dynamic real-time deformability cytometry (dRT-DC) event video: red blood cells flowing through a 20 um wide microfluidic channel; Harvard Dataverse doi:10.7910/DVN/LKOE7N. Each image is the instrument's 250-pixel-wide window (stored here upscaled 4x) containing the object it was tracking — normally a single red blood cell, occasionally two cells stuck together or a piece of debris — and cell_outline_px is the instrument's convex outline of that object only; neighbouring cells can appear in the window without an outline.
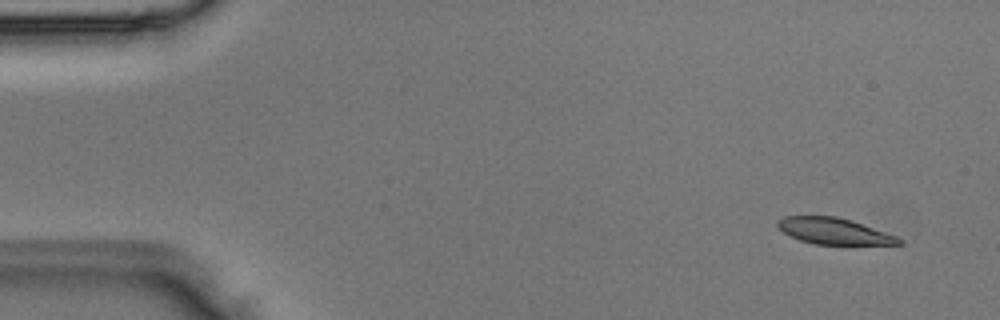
{"species": "Egyptian fruit bat (a non-hibernating species)", "species_latin": "Rousettus aegyptiacus", "temperature_condition": "room temperature", "stored_images_in_passage": 5, "camera_frame_rate_fps": 3000, "um_per_image_px": 0.085, "animal": {"sex": "male"}, "frame": {"image": 1, "passage_image": 1, "time_ms": 0.0, "image_size_px": [1000, 320], "cell_outline_px": [[904, 244], [816, 244], [800, 240], [784, 232], [776, 224], [776, 220], [784, 216], [836, 216], [852, 220], [896, 236], [904, 240]], "centroid_in_image_um": [70.89, 19.63], "position_along_channel_um": 14.1, "area_um2": 18.38}}